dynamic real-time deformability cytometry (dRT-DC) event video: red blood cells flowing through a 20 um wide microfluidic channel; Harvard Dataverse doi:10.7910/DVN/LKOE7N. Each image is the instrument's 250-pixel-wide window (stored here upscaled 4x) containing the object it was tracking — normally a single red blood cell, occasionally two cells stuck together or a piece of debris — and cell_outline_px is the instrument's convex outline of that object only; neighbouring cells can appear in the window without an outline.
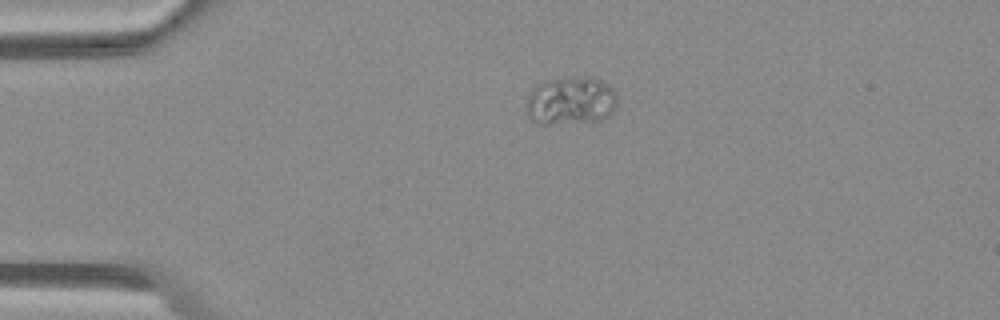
{"species": "Egyptian fruit bat (a non-hibernating species)", "species_latin": "Rousettus aegyptiacus", "temperature_condition": "warm", "stored_images_in_passage": 41, "camera_frame_rate_fps": 3000, "um_per_image_px": 0.085, "animal": {"sex": "female"}, "frame": {"image": 1, "passage_image": 1, "time_ms": 0.0, "image_size_px": [1000, 320], "cell_outline_px": [[616, 112], [604, 120], [548, 124], [536, 124], [528, 116], [528, 96], [544, 80], [560, 76], [592, 76], [608, 84], [616, 92]], "centroid_in_image_um": [48.58, 8.55], "position_along_channel_um": 36.4, "area_um2": 26.01}}
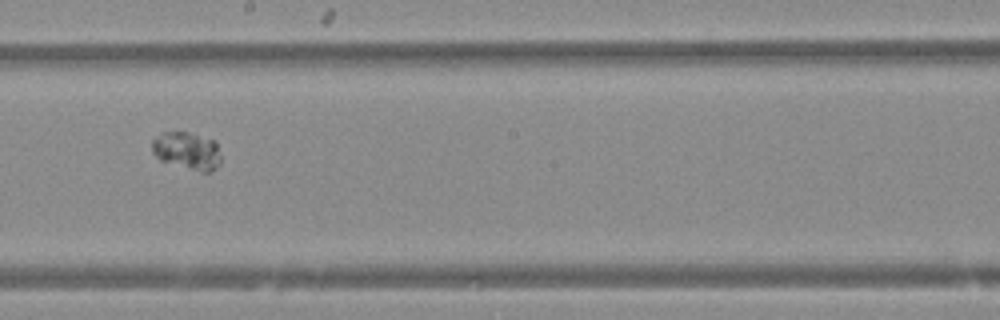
{"frame": {"image": 2, "passage_image": 19, "time_ms": 6.0, "image_size_px": [1000, 320], "cell_outline_px": [[220, 164], [208, 172], [204, 172], [160, 160], [152, 152], [152, 140], [156, 136], [164, 132], [184, 132], [216, 140], [220, 156]], "centroid_in_image_um": [15.9, 12.8], "position_along_channel_um": 232.3, "area_um2": 14.8}}
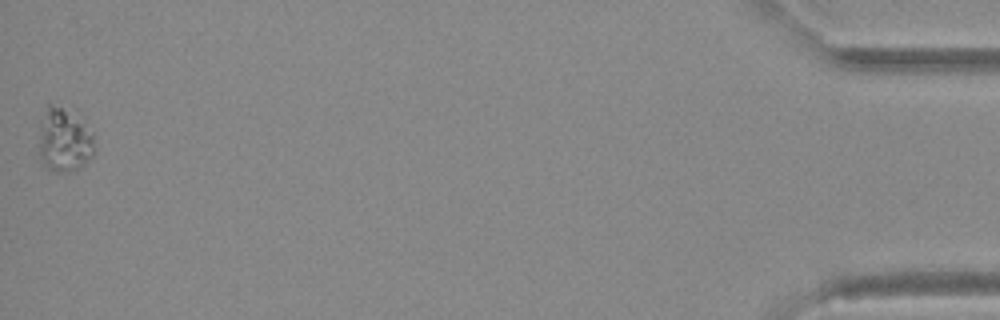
{"frame": {"image": 3, "passage_image": 41, "time_ms": 13.333, "image_size_px": [1000, 320], "cell_outline_px": [[96, 148], [92, 156], [76, 172], [52, 172], [44, 168], [40, 156], [40, 120], [48, 104], [52, 104], [76, 108], [80, 112], [92, 132]], "centroid_in_image_um": [5.51, 11.85], "position_along_channel_um": 429.7, "area_um2": 22.02}}